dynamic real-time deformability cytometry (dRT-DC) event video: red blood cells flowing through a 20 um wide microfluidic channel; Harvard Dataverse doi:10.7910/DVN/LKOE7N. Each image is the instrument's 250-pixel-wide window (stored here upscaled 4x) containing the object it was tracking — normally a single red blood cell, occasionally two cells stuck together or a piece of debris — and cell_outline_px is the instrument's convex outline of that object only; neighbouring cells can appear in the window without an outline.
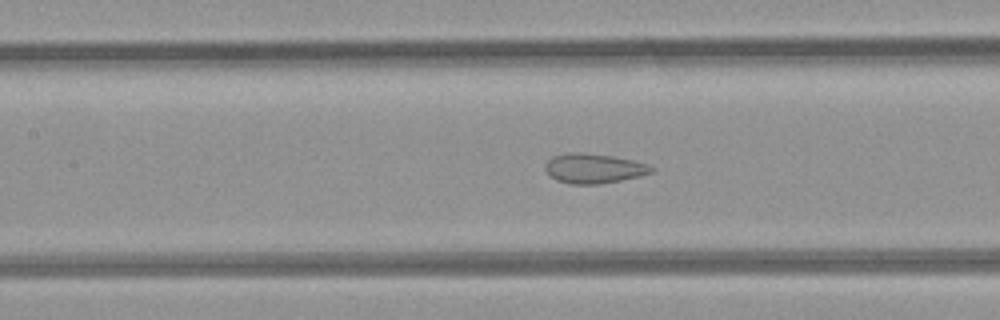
{"species": "common noctule bat (a hibernating species)", "species_latin": "Nyctalus noctula", "temperature_condition": "room temperature", "stored_images_in_passage": 33, "camera_frame_rate_fps": 3000, "um_per_image_px": 0.085, "animal": {"sex": "female", "body_mass_g": 21.9}, "frame": {"image": 1, "passage_image": 16, "time_ms": 5.0, "image_size_px": [1000, 320], "cell_outline_px": [[656, 168], [652, 172], [640, 176], [600, 184], [572, 184], [556, 180], [544, 168], [544, 164], [552, 156], [568, 152], [580, 152], [612, 156], [632, 160], [648, 164]], "centroid_in_image_um": [50.47, 14.31], "position_along_channel_um": 156.9, "area_um2": 18.38}}
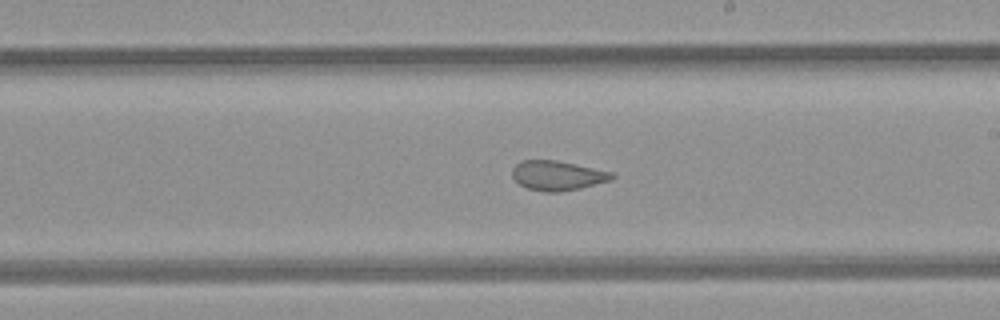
{"frame": {"image": 2, "passage_image": 22, "time_ms": 7.0, "image_size_px": [1000, 320], "cell_outline_px": [[616, 176], [612, 180], [580, 188], [560, 192], [544, 192], [528, 188], [520, 184], [512, 176], [512, 168], [520, 160], [556, 160], [612, 172]], "centroid_in_image_um": [47.38, 14.92], "position_along_channel_um": 241.6, "area_um2": 17.17}}
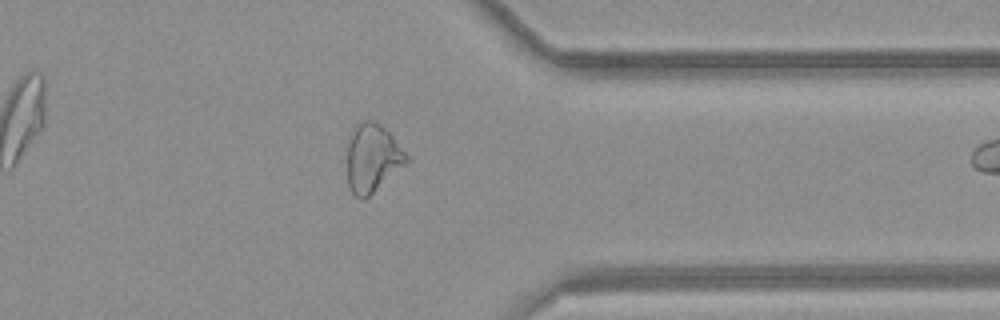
{"frame": {"image": 3, "passage_image": 32, "time_ms": 10.333, "image_size_px": [1000, 320], "cell_outline_px": [[408, 160], [404, 164], [364, 200], [360, 200], [352, 192], [348, 184], [348, 136], [356, 124], [360, 120], [372, 120], [380, 124], [392, 136], [408, 156]], "centroid_in_image_um": [31.61, 13.4], "position_along_channel_um": 379.8, "area_um2": 23.18}}